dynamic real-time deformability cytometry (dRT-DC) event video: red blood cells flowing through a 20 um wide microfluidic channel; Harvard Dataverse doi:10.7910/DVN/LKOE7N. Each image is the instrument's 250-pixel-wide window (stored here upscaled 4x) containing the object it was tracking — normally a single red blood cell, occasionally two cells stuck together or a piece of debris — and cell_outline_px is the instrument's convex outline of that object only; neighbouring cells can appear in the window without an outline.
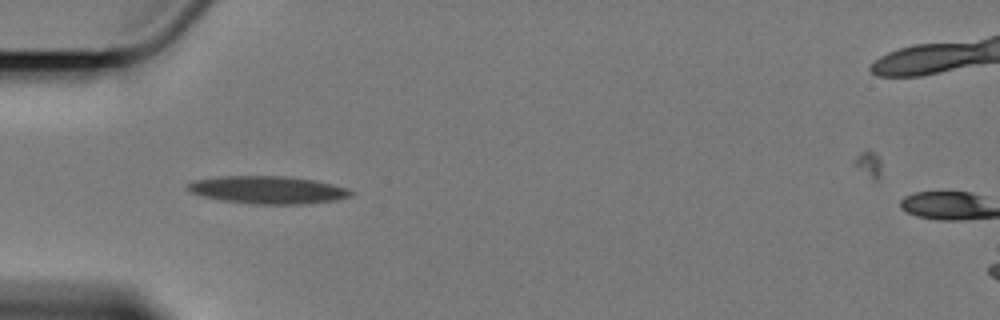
{"species": "Egyptian fruit bat (a non-hibernating species)", "species_latin": "Rousettus aegyptiacus", "temperature_condition": "cold", "stored_images_in_passage": 6, "camera_frame_rate_fps": 3000, "um_per_image_px": 0.085, "animal": {"sex": "female"}, "frame": {"image": 1, "passage_image": 5, "time_ms": 5.333, "image_size_px": [1000, 320], "cell_outline_px": [[356, 192], [352, 196], [336, 200], [300, 204], [256, 204], [224, 200], [204, 196], [192, 192], [188, 188], [188, 184], [192, 180], [216, 176], [288, 176], [316, 180], [348, 188]], "centroid_in_image_um": [22.83, 16.13], "position_along_channel_um": 62.2, "area_um2": 26.3}}
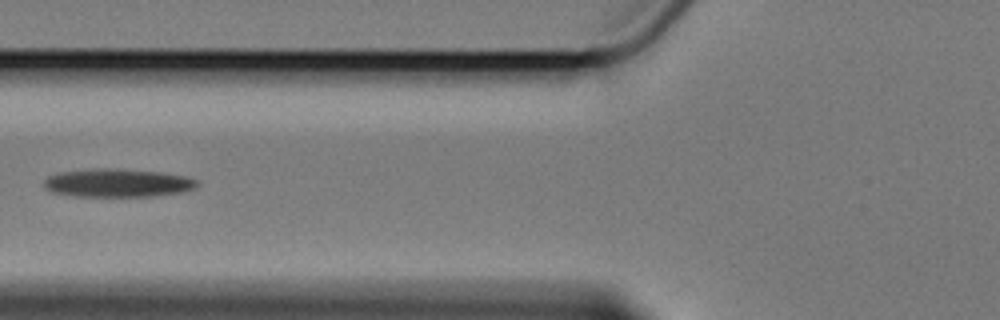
{"frame": {"image": 2, "passage_image": 6, "time_ms": 7.0, "image_size_px": [1000, 320], "cell_outline_px": [[200, 184], [196, 188], [180, 192], [152, 196], [76, 196], [52, 192], [44, 188], [44, 180], [48, 176], [60, 172], [160, 172], [184, 176], [196, 180]], "centroid_in_image_um": [10.04, 15.62], "position_along_channel_um": 115.8, "area_um2": 23.47}}